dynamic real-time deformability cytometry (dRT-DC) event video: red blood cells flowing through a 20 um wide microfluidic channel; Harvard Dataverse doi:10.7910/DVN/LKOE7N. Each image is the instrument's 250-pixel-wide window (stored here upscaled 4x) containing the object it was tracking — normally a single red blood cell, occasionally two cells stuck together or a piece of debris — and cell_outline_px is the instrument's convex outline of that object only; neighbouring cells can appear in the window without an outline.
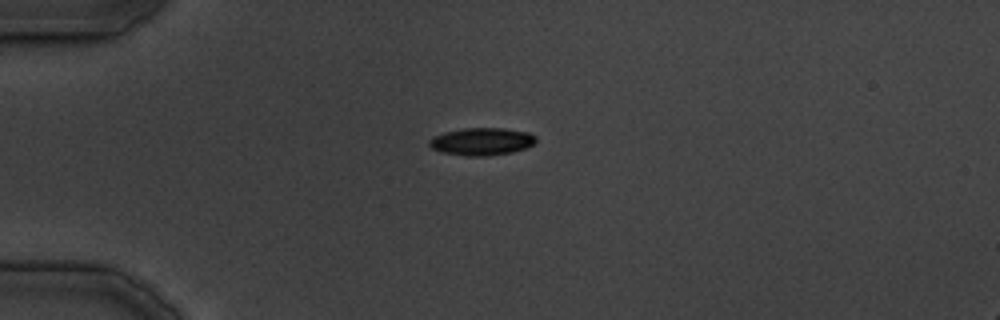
{"species": "common noctule bat (a hibernating species)", "species_latin": "Nyctalus noctula", "temperature_condition": "cold", "stored_images_in_passage": 17, "camera_frame_rate_fps": 3000, "um_per_image_px": 0.085, "animal": {"sex": "male", "body_mass_g": 19.5, "forearm_length_mm": 54.6}, "frame": {"image": 1, "passage_image": 1, "time_ms": 0.0, "image_size_px": [1000, 320], "cell_outline_px": [[536, 140], [532, 144], [524, 148], [512, 152], [488, 156], [468, 156], [444, 152], [432, 148], [428, 144], [428, 140], [432, 136], [444, 132], [464, 128], [504, 128], [528, 132], [536, 136]], "centroid_in_image_um": [40.92, 12.02], "position_along_channel_um": 44.1, "area_um2": 17.05}}
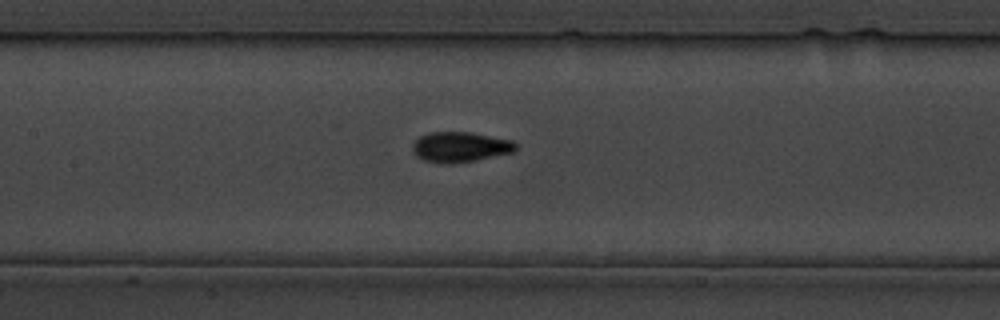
{"frame": {"image": 2, "passage_image": 10, "time_ms": 10.333, "image_size_px": [1000, 320], "cell_outline_px": [[516, 152], [472, 160], [424, 160], [416, 156], [412, 148], [412, 144], [420, 136], [428, 132], [472, 132], [512, 140], [516, 144]], "centroid_in_image_um": [39.16, 12.43], "position_along_channel_um": 168.2, "area_um2": 17.4}}